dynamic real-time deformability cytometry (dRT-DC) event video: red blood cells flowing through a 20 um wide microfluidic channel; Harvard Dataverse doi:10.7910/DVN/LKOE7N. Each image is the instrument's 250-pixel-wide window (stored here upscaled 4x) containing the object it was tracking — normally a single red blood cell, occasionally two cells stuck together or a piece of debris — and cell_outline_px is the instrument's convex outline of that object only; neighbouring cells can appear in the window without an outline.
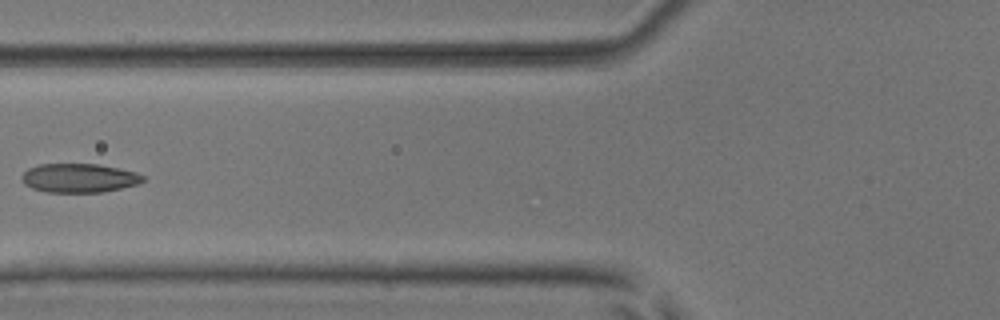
{"species": "common noctule bat (a hibernating species)", "species_latin": "Nyctalus noctula", "temperature_condition": "room temperature", "stored_images_in_passage": 5, "camera_frame_rate_fps": 3000, "um_per_image_px": 0.085, "animal": {"sex": "male", "body_mass_g": 17.9, "forearm_length_mm": 54.2}, "frame": {"image": 1, "passage_image": 5, "time_ms": 4.667, "image_size_px": [1000, 320], "cell_outline_px": [[148, 176], [144, 180], [136, 184], [104, 192], [44, 192], [32, 188], [24, 184], [20, 180], [20, 176], [28, 168], [40, 164], [96, 164], [136, 172]], "centroid_in_image_um": [6.69, 15.13], "position_along_channel_um": 119.1, "area_um2": 20.52}}